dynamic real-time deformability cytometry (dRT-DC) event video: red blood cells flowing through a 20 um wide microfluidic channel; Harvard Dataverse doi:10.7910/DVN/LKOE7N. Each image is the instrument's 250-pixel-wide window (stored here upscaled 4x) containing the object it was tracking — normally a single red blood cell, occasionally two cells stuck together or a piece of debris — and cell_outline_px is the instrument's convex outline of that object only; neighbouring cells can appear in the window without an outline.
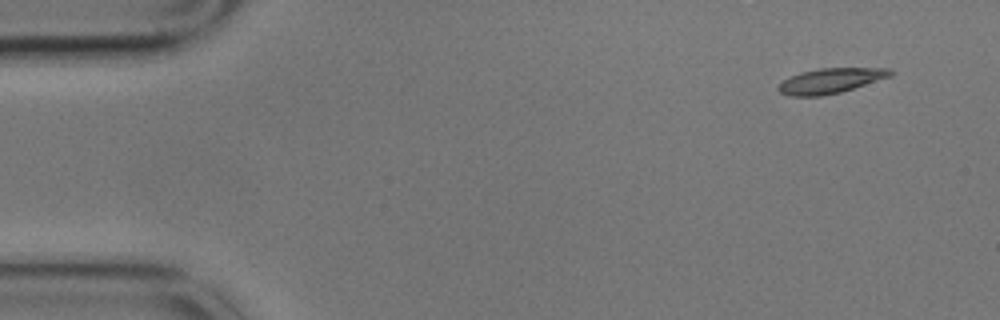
{"species": "common noctule bat (a hibernating species)", "species_latin": "Nyctalus noctula", "temperature_condition": "cold", "stored_images_in_passage": 5, "camera_frame_rate_fps": 3000, "um_per_image_px": 0.085, "animal": {"sex": "male", "body_mass_g": 17.9}, "frame": {"image": 1, "passage_image": 1, "time_ms": 0.0, "image_size_px": [1000, 320], "cell_outline_px": [[896, 72], [892, 76], [840, 92], [820, 96], [792, 96], [780, 92], [776, 88], [784, 80], [800, 72], [820, 68], [888, 68]], "centroid_in_image_um": [70.63, 6.85], "position_along_channel_um": 14.4, "area_um2": 16.24}}
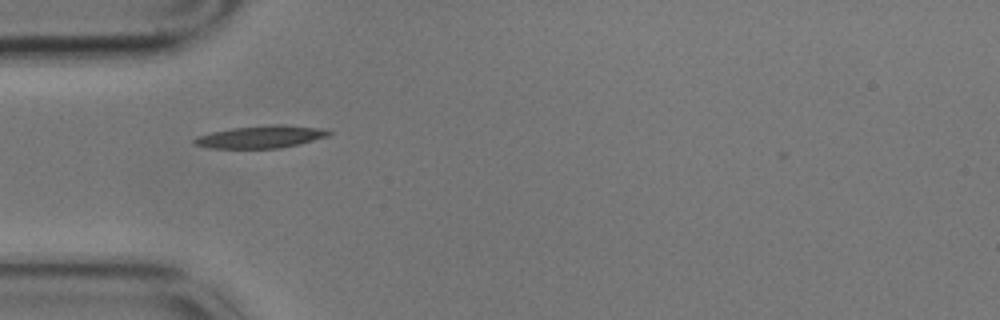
{"frame": {"image": 2, "passage_image": 4, "time_ms": 1.0, "image_size_px": [1000, 320], "cell_outline_px": [[332, 132], [328, 136], [300, 144], [280, 148], [208, 148], [192, 144], [192, 140], [196, 136], [212, 132], [232, 128], [272, 124], [284, 124], [320, 128]], "centroid_in_image_um": [22.14, 11.63], "position_along_channel_um": 62.9, "area_um2": 17.69}}